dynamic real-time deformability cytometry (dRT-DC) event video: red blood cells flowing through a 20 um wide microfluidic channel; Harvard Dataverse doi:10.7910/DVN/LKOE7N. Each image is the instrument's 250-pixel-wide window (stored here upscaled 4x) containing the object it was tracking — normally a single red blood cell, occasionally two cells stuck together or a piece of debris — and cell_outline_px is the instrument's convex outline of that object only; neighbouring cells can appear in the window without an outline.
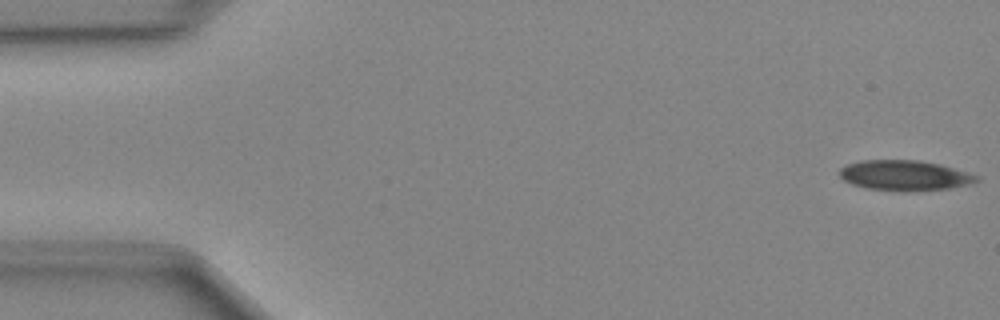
{"species": "Egyptian fruit bat (a non-hibernating species)", "species_latin": "Rousettus aegyptiacus", "temperature_condition": "cold", "stored_images_in_passage": 48, "camera_frame_rate_fps": 3000, "um_per_image_px": 0.085, "animal": {"sex": "female"}, "frame": {"image": 1, "passage_image": 1, "time_ms": 0.0, "image_size_px": [1000, 320], "cell_outline_px": [[980, 180], [968, 184], [948, 188], [908, 192], [904, 192], [868, 188], [852, 184], [844, 180], [840, 176], [840, 168], [848, 164], [864, 160], [916, 160], [940, 164], [980, 176]], "centroid_in_image_um": [76.91, 14.92], "position_along_channel_um": 8.1, "area_um2": 24.04}}
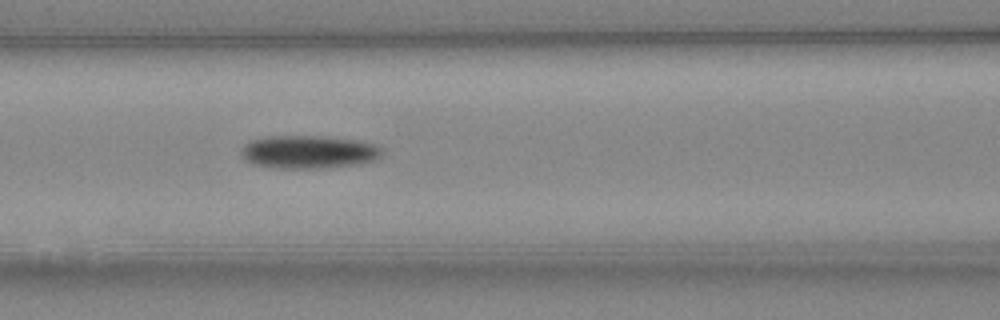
{"frame": {"image": 2, "passage_image": 20, "time_ms": 6.333, "image_size_px": [1000, 320], "cell_outline_px": [[384, 152], [380, 160], [360, 164], [324, 168], [268, 168], [252, 164], [244, 160], [240, 152], [244, 144], [248, 140], [268, 136], [320, 136], [356, 140], [376, 144]], "centroid_in_image_um": [26.23, 12.93], "position_along_channel_um": 140.4, "area_um2": 27.74}}
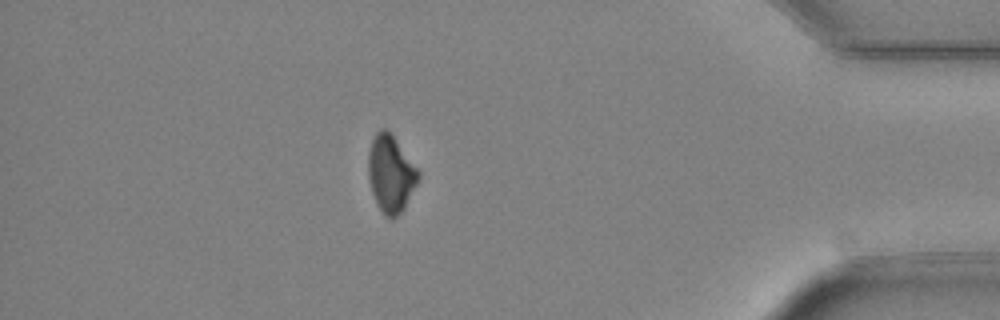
{"frame": {"image": 3, "passage_image": 42, "time_ms": 13.667, "image_size_px": [1000, 320], "cell_outline_px": [[420, 176], [404, 208], [392, 220], [384, 216], [372, 192], [368, 176], [368, 152], [372, 140], [376, 132], [380, 128], [384, 128], [392, 136], [420, 172]], "centroid_in_image_um": [33.19, 14.79], "position_along_channel_um": 402.0, "area_um2": 21.96}}